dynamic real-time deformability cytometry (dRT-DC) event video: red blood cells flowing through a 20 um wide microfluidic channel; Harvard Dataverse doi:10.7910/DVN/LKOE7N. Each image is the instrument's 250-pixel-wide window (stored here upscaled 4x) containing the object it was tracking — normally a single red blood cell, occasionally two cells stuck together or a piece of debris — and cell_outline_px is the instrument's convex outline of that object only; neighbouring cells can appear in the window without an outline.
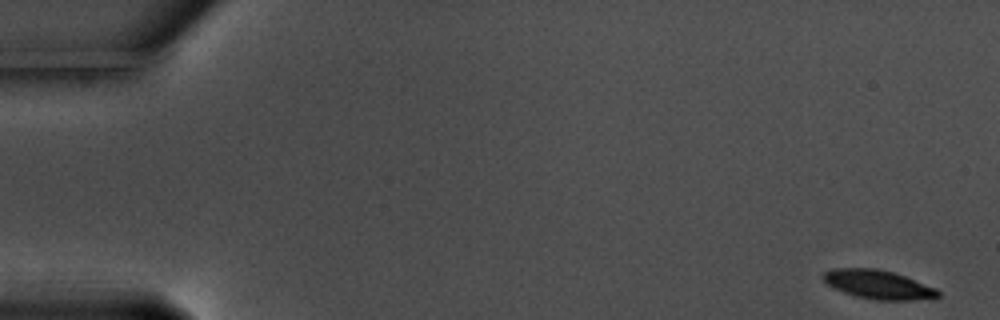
{"species": "common noctule bat (a hibernating species)", "species_latin": "Nyctalus noctula", "temperature_condition": "warm", "stored_images_in_passage": 57, "camera_frame_rate_fps": 3000, "um_per_image_px": 0.085, "animal": {"sex": "male", "body_mass_g": 17.5, "forearm_length_mm": 52.3}, "frame": {"image": 1, "passage_image": 1, "time_ms": 0.0, "image_size_px": [1000, 320], "cell_outline_px": [[940, 296], [936, 300], [876, 300], [856, 296], [844, 292], [828, 284], [820, 276], [824, 272], [832, 268], [876, 268], [892, 272], [904, 276], [936, 288], [940, 292]], "centroid_in_image_um": [74.7, 24.2], "position_along_channel_um": 10.3, "area_um2": 19.42}}
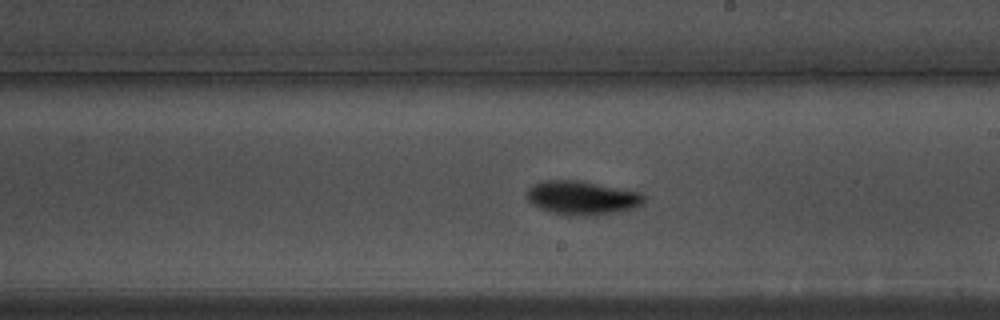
{"frame": {"image": 2, "passage_image": 33, "time_ms": 10.667, "image_size_px": [1000, 320], "cell_outline_px": [[644, 204], [636, 208], [596, 216], [572, 216], [552, 212], [540, 208], [532, 204], [524, 196], [524, 192], [532, 184], [544, 180], [576, 180], [640, 192], [644, 196]], "centroid_in_image_um": [49.44, 16.82], "position_along_channel_um": 239.6, "area_um2": 23.35}}
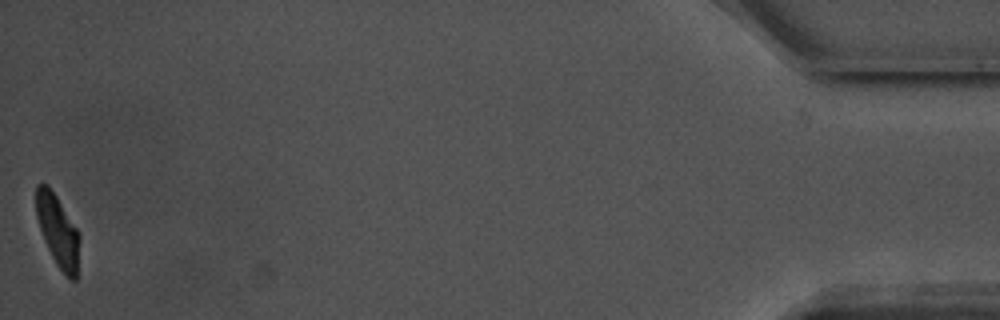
{"frame": {"image": 3, "passage_image": 57, "time_ms": 18.667, "image_size_px": [1000, 320], "cell_outline_px": [[80, 240], [76, 280], [68, 280], [56, 264], [44, 240], [36, 216], [36, 184], [48, 184], [56, 196], [76, 228], [80, 236]], "centroid_in_image_um": [4.92, 19.65], "position_along_channel_um": 430.3, "area_um2": 18.03}, "authors_computed_cell_mechanics": {"area_um2": 20.4034, "velocity_mm_per_s": 3.5489, "shape_relaxation_time_tau1_ms": 2.338, "shape_relaxation_time_tau2_ms": null, "deformation_change_tau1": 0.1413, "deformation_change_tau2": null}}